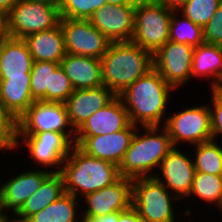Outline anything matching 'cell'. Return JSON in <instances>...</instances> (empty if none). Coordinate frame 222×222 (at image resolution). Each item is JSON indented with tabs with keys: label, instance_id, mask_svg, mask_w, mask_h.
<instances>
[{
	"label": "cell",
	"instance_id": "1",
	"mask_svg": "<svg viewBox=\"0 0 222 222\" xmlns=\"http://www.w3.org/2000/svg\"><path fill=\"white\" fill-rule=\"evenodd\" d=\"M174 90L153 68L128 86L119 97L132 124L138 127H162L167 118L165 115L169 110V100Z\"/></svg>",
	"mask_w": 222,
	"mask_h": 222
},
{
	"label": "cell",
	"instance_id": "2",
	"mask_svg": "<svg viewBox=\"0 0 222 222\" xmlns=\"http://www.w3.org/2000/svg\"><path fill=\"white\" fill-rule=\"evenodd\" d=\"M59 173L63 178L65 193L72 194L79 200L112 185L120 178L119 167L116 164L92 157L75 144Z\"/></svg>",
	"mask_w": 222,
	"mask_h": 222
},
{
	"label": "cell",
	"instance_id": "3",
	"mask_svg": "<svg viewBox=\"0 0 222 222\" xmlns=\"http://www.w3.org/2000/svg\"><path fill=\"white\" fill-rule=\"evenodd\" d=\"M100 62L103 85L115 95L154 68L153 54L132 41L111 42Z\"/></svg>",
	"mask_w": 222,
	"mask_h": 222
},
{
	"label": "cell",
	"instance_id": "4",
	"mask_svg": "<svg viewBox=\"0 0 222 222\" xmlns=\"http://www.w3.org/2000/svg\"><path fill=\"white\" fill-rule=\"evenodd\" d=\"M173 147L163 126L137 127L131 145L119 165L120 177H154L157 173L155 169L159 168L161 161Z\"/></svg>",
	"mask_w": 222,
	"mask_h": 222
},
{
	"label": "cell",
	"instance_id": "5",
	"mask_svg": "<svg viewBox=\"0 0 222 222\" xmlns=\"http://www.w3.org/2000/svg\"><path fill=\"white\" fill-rule=\"evenodd\" d=\"M173 11L164 0H139L135 6L131 41L154 55L169 41Z\"/></svg>",
	"mask_w": 222,
	"mask_h": 222
},
{
	"label": "cell",
	"instance_id": "6",
	"mask_svg": "<svg viewBox=\"0 0 222 222\" xmlns=\"http://www.w3.org/2000/svg\"><path fill=\"white\" fill-rule=\"evenodd\" d=\"M178 201L155 177L133 179L132 206L145 222H176L173 203Z\"/></svg>",
	"mask_w": 222,
	"mask_h": 222
},
{
	"label": "cell",
	"instance_id": "7",
	"mask_svg": "<svg viewBox=\"0 0 222 222\" xmlns=\"http://www.w3.org/2000/svg\"><path fill=\"white\" fill-rule=\"evenodd\" d=\"M163 127L167 130L174 147L184 142L191 148L212 140L211 112L208 104L187 107L169 114Z\"/></svg>",
	"mask_w": 222,
	"mask_h": 222
},
{
	"label": "cell",
	"instance_id": "8",
	"mask_svg": "<svg viewBox=\"0 0 222 222\" xmlns=\"http://www.w3.org/2000/svg\"><path fill=\"white\" fill-rule=\"evenodd\" d=\"M45 131L60 132L74 144L75 130L70 125L65 103L35 101L17 120V135Z\"/></svg>",
	"mask_w": 222,
	"mask_h": 222
},
{
	"label": "cell",
	"instance_id": "9",
	"mask_svg": "<svg viewBox=\"0 0 222 222\" xmlns=\"http://www.w3.org/2000/svg\"><path fill=\"white\" fill-rule=\"evenodd\" d=\"M60 18L57 7L42 2L20 0L7 14V32L12 38L24 39L33 33L57 26Z\"/></svg>",
	"mask_w": 222,
	"mask_h": 222
},
{
	"label": "cell",
	"instance_id": "10",
	"mask_svg": "<svg viewBox=\"0 0 222 222\" xmlns=\"http://www.w3.org/2000/svg\"><path fill=\"white\" fill-rule=\"evenodd\" d=\"M73 145L64 134L45 131L34 135H17L16 149H20V146L27 148L28 157L31 158L28 160L34 161L32 163L40 166V169L50 168L51 173H58Z\"/></svg>",
	"mask_w": 222,
	"mask_h": 222
},
{
	"label": "cell",
	"instance_id": "11",
	"mask_svg": "<svg viewBox=\"0 0 222 222\" xmlns=\"http://www.w3.org/2000/svg\"><path fill=\"white\" fill-rule=\"evenodd\" d=\"M66 53L101 59L111 41L89 19L60 18Z\"/></svg>",
	"mask_w": 222,
	"mask_h": 222
},
{
	"label": "cell",
	"instance_id": "12",
	"mask_svg": "<svg viewBox=\"0 0 222 222\" xmlns=\"http://www.w3.org/2000/svg\"><path fill=\"white\" fill-rule=\"evenodd\" d=\"M194 47L169 40L154 55V69L175 90L191 80Z\"/></svg>",
	"mask_w": 222,
	"mask_h": 222
},
{
	"label": "cell",
	"instance_id": "13",
	"mask_svg": "<svg viewBox=\"0 0 222 222\" xmlns=\"http://www.w3.org/2000/svg\"><path fill=\"white\" fill-rule=\"evenodd\" d=\"M133 179L120 177L112 185L86 195L81 204L82 219L97 218L132 206Z\"/></svg>",
	"mask_w": 222,
	"mask_h": 222
},
{
	"label": "cell",
	"instance_id": "14",
	"mask_svg": "<svg viewBox=\"0 0 222 222\" xmlns=\"http://www.w3.org/2000/svg\"><path fill=\"white\" fill-rule=\"evenodd\" d=\"M51 174L47 169H30L8 178L0 183V217L9 221L22 208L24 202L40 188L43 181ZM12 212L8 214L7 212ZM11 215V216H10Z\"/></svg>",
	"mask_w": 222,
	"mask_h": 222
},
{
	"label": "cell",
	"instance_id": "15",
	"mask_svg": "<svg viewBox=\"0 0 222 222\" xmlns=\"http://www.w3.org/2000/svg\"><path fill=\"white\" fill-rule=\"evenodd\" d=\"M158 169L154 177L179 200L187 197L186 201L196 173L193 158L185 151L182 152L181 148L173 147Z\"/></svg>",
	"mask_w": 222,
	"mask_h": 222
},
{
	"label": "cell",
	"instance_id": "16",
	"mask_svg": "<svg viewBox=\"0 0 222 222\" xmlns=\"http://www.w3.org/2000/svg\"><path fill=\"white\" fill-rule=\"evenodd\" d=\"M137 127L131 123L127 128L114 133L97 136H75L74 144L86 154L110 161L119 167L131 145Z\"/></svg>",
	"mask_w": 222,
	"mask_h": 222
},
{
	"label": "cell",
	"instance_id": "17",
	"mask_svg": "<svg viewBox=\"0 0 222 222\" xmlns=\"http://www.w3.org/2000/svg\"><path fill=\"white\" fill-rule=\"evenodd\" d=\"M136 5L106 4L89 18L91 24L111 42L131 41Z\"/></svg>",
	"mask_w": 222,
	"mask_h": 222
},
{
	"label": "cell",
	"instance_id": "18",
	"mask_svg": "<svg viewBox=\"0 0 222 222\" xmlns=\"http://www.w3.org/2000/svg\"><path fill=\"white\" fill-rule=\"evenodd\" d=\"M115 96L104 85L90 89H75L65 102L68 119L75 132L94 112L102 109Z\"/></svg>",
	"mask_w": 222,
	"mask_h": 222
},
{
	"label": "cell",
	"instance_id": "19",
	"mask_svg": "<svg viewBox=\"0 0 222 222\" xmlns=\"http://www.w3.org/2000/svg\"><path fill=\"white\" fill-rule=\"evenodd\" d=\"M131 124L122 99L116 95L102 109L94 112L75 132V136H97L114 133Z\"/></svg>",
	"mask_w": 222,
	"mask_h": 222
},
{
	"label": "cell",
	"instance_id": "20",
	"mask_svg": "<svg viewBox=\"0 0 222 222\" xmlns=\"http://www.w3.org/2000/svg\"><path fill=\"white\" fill-rule=\"evenodd\" d=\"M60 66L74 89L103 86L100 59L66 53Z\"/></svg>",
	"mask_w": 222,
	"mask_h": 222
},
{
	"label": "cell",
	"instance_id": "21",
	"mask_svg": "<svg viewBox=\"0 0 222 222\" xmlns=\"http://www.w3.org/2000/svg\"><path fill=\"white\" fill-rule=\"evenodd\" d=\"M210 80V89L222 88V46L202 43L194 47L191 79Z\"/></svg>",
	"mask_w": 222,
	"mask_h": 222
},
{
	"label": "cell",
	"instance_id": "22",
	"mask_svg": "<svg viewBox=\"0 0 222 222\" xmlns=\"http://www.w3.org/2000/svg\"><path fill=\"white\" fill-rule=\"evenodd\" d=\"M23 40L28 46L33 61L60 63L66 55L64 34L60 23L49 30L28 35Z\"/></svg>",
	"mask_w": 222,
	"mask_h": 222
},
{
	"label": "cell",
	"instance_id": "23",
	"mask_svg": "<svg viewBox=\"0 0 222 222\" xmlns=\"http://www.w3.org/2000/svg\"><path fill=\"white\" fill-rule=\"evenodd\" d=\"M65 194L62 175L51 173L22 205L20 211L9 222H25L30 216L46 208Z\"/></svg>",
	"mask_w": 222,
	"mask_h": 222
},
{
	"label": "cell",
	"instance_id": "24",
	"mask_svg": "<svg viewBox=\"0 0 222 222\" xmlns=\"http://www.w3.org/2000/svg\"><path fill=\"white\" fill-rule=\"evenodd\" d=\"M33 58L23 39L10 38L0 58V79L31 77Z\"/></svg>",
	"mask_w": 222,
	"mask_h": 222
},
{
	"label": "cell",
	"instance_id": "25",
	"mask_svg": "<svg viewBox=\"0 0 222 222\" xmlns=\"http://www.w3.org/2000/svg\"><path fill=\"white\" fill-rule=\"evenodd\" d=\"M30 82L31 77L0 79V103L16 120L35 102Z\"/></svg>",
	"mask_w": 222,
	"mask_h": 222
},
{
	"label": "cell",
	"instance_id": "26",
	"mask_svg": "<svg viewBox=\"0 0 222 222\" xmlns=\"http://www.w3.org/2000/svg\"><path fill=\"white\" fill-rule=\"evenodd\" d=\"M79 202L72 194L65 193L25 222H82L81 214L78 215L82 209Z\"/></svg>",
	"mask_w": 222,
	"mask_h": 222
},
{
	"label": "cell",
	"instance_id": "27",
	"mask_svg": "<svg viewBox=\"0 0 222 222\" xmlns=\"http://www.w3.org/2000/svg\"><path fill=\"white\" fill-rule=\"evenodd\" d=\"M188 197L199 198L204 205H216L222 213V175L196 172Z\"/></svg>",
	"mask_w": 222,
	"mask_h": 222
},
{
	"label": "cell",
	"instance_id": "28",
	"mask_svg": "<svg viewBox=\"0 0 222 222\" xmlns=\"http://www.w3.org/2000/svg\"><path fill=\"white\" fill-rule=\"evenodd\" d=\"M193 149L196 172L222 175V146L218 141L212 139L202 142L194 145Z\"/></svg>",
	"mask_w": 222,
	"mask_h": 222
},
{
	"label": "cell",
	"instance_id": "29",
	"mask_svg": "<svg viewBox=\"0 0 222 222\" xmlns=\"http://www.w3.org/2000/svg\"><path fill=\"white\" fill-rule=\"evenodd\" d=\"M169 40L197 47L204 43V31L201 26L174 10L171 17Z\"/></svg>",
	"mask_w": 222,
	"mask_h": 222
},
{
	"label": "cell",
	"instance_id": "30",
	"mask_svg": "<svg viewBox=\"0 0 222 222\" xmlns=\"http://www.w3.org/2000/svg\"><path fill=\"white\" fill-rule=\"evenodd\" d=\"M59 65L55 62L33 61L30 91L34 101L49 102L50 69H56Z\"/></svg>",
	"mask_w": 222,
	"mask_h": 222
},
{
	"label": "cell",
	"instance_id": "31",
	"mask_svg": "<svg viewBox=\"0 0 222 222\" xmlns=\"http://www.w3.org/2000/svg\"><path fill=\"white\" fill-rule=\"evenodd\" d=\"M221 3L222 0H190L180 6L177 11L204 28Z\"/></svg>",
	"mask_w": 222,
	"mask_h": 222
},
{
	"label": "cell",
	"instance_id": "32",
	"mask_svg": "<svg viewBox=\"0 0 222 222\" xmlns=\"http://www.w3.org/2000/svg\"><path fill=\"white\" fill-rule=\"evenodd\" d=\"M106 4V0H62L60 17L89 19L97 9Z\"/></svg>",
	"mask_w": 222,
	"mask_h": 222
},
{
	"label": "cell",
	"instance_id": "33",
	"mask_svg": "<svg viewBox=\"0 0 222 222\" xmlns=\"http://www.w3.org/2000/svg\"><path fill=\"white\" fill-rule=\"evenodd\" d=\"M74 90L60 65L56 69H50L49 102L65 103Z\"/></svg>",
	"mask_w": 222,
	"mask_h": 222
},
{
	"label": "cell",
	"instance_id": "34",
	"mask_svg": "<svg viewBox=\"0 0 222 222\" xmlns=\"http://www.w3.org/2000/svg\"><path fill=\"white\" fill-rule=\"evenodd\" d=\"M17 120L0 103V151L16 150Z\"/></svg>",
	"mask_w": 222,
	"mask_h": 222
},
{
	"label": "cell",
	"instance_id": "35",
	"mask_svg": "<svg viewBox=\"0 0 222 222\" xmlns=\"http://www.w3.org/2000/svg\"><path fill=\"white\" fill-rule=\"evenodd\" d=\"M211 100L209 104L211 112V128L212 139L219 140L218 136L222 137V88L210 89ZM222 142V141H221Z\"/></svg>",
	"mask_w": 222,
	"mask_h": 222
},
{
	"label": "cell",
	"instance_id": "36",
	"mask_svg": "<svg viewBox=\"0 0 222 222\" xmlns=\"http://www.w3.org/2000/svg\"><path fill=\"white\" fill-rule=\"evenodd\" d=\"M204 42L222 46V3L203 28Z\"/></svg>",
	"mask_w": 222,
	"mask_h": 222
},
{
	"label": "cell",
	"instance_id": "37",
	"mask_svg": "<svg viewBox=\"0 0 222 222\" xmlns=\"http://www.w3.org/2000/svg\"><path fill=\"white\" fill-rule=\"evenodd\" d=\"M118 222H145L138 214L137 210L131 206L124 211H118Z\"/></svg>",
	"mask_w": 222,
	"mask_h": 222
},
{
	"label": "cell",
	"instance_id": "38",
	"mask_svg": "<svg viewBox=\"0 0 222 222\" xmlns=\"http://www.w3.org/2000/svg\"><path fill=\"white\" fill-rule=\"evenodd\" d=\"M82 222H118V211L97 218L82 219Z\"/></svg>",
	"mask_w": 222,
	"mask_h": 222
},
{
	"label": "cell",
	"instance_id": "39",
	"mask_svg": "<svg viewBox=\"0 0 222 222\" xmlns=\"http://www.w3.org/2000/svg\"><path fill=\"white\" fill-rule=\"evenodd\" d=\"M20 0H0V9L8 14Z\"/></svg>",
	"mask_w": 222,
	"mask_h": 222
},
{
	"label": "cell",
	"instance_id": "40",
	"mask_svg": "<svg viewBox=\"0 0 222 222\" xmlns=\"http://www.w3.org/2000/svg\"><path fill=\"white\" fill-rule=\"evenodd\" d=\"M10 38L11 36L7 31H0V58L2 56L4 47Z\"/></svg>",
	"mask_w": 222,
	"mask_h": 222
},
{
	"label": "cell",
	"instance_id": "41",
	"mask_svg": "<svg viewBox=\"0 0 222 222\" xmlns=\"http://www.w3.org/2000/svg\"><path fill=\"white\" fill-rule=\"evenodd\" d=\"M139 0H106L107 4L114 5H136Z\"/></svg>",
	"mask_w": 222,
	"mask_h": 222
},
{
	"label": "cell",
	"instance_id": "42",
	"mask_svg": "<svg viewBox=\"0 0 222 222\" xmlns=\"http://www.w3.org/2000/svg\"><path fill=\"white\" fill-rule=\"evenodd\" d=\"M166 3H168L174 10H177L180 6L185 4L186 2L190 0H164Z\"/></svg>",
	"mask_w": 222,
	"mask_h": 222
},
{
	"label": "cell",
	"instance_id": "43",
	"mask_svg": "<svg viewBox=\"0 0 222 222\" xmlns=\"http://www.w3.org/2000/svg\"><path fill=\"white\" fill-rule=\"evenodd\" d=\"M0 31H7V14L0 9Z\"/></svg>",
	"mask_w": 222,
	"mask_h": 222
},
{
	"label": "cell",
	"instance_id": "44",
	"mask_svg": "<svg viewBox=\"0 0 222 222\" xmlns=\"http://www.w3.org/2000/svg\"><path fill=\"white\" fill-rule=\"evenodd\" d=\"M31 1L46 3L48 5L57 7L58 9L60 8L62 2V0H31Z\"/></svg>",
	"mask_w": 222,
	"mask_h": 222
},
{
	"label": "cell",
	"instance_id": "45",
	"mask_svg": "<svg viewBox=\"0 0 222 222\" xmlns=\"http://www.w3.org/2000/svg\"><path fill=\"white\" fill-rule=\"evenodd\" d=\"M0 222H9L7 219L0 217Z\"/></svg>",
	"mask_w": 222,
	"mask_h": 222
}]
</instances>
